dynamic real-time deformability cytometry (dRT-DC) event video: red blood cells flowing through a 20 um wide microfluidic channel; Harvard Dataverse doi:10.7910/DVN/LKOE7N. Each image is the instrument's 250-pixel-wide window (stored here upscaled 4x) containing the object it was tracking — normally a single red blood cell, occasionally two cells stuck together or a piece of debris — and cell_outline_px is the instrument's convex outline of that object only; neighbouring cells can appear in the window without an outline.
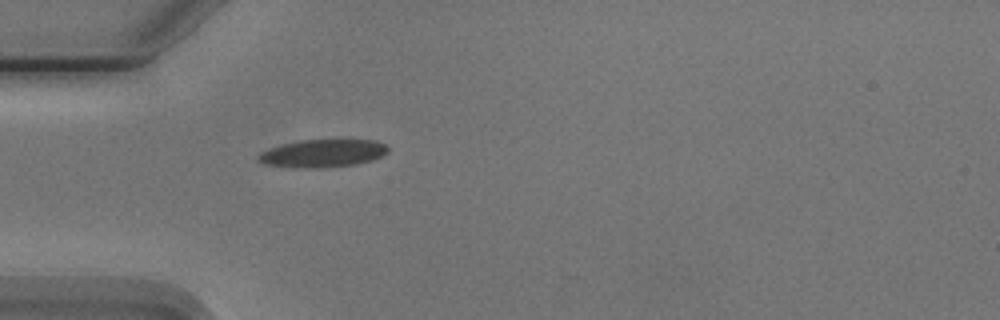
{"species": "Egyptian fruit bat (a non-hibernating species)", "species_latin": "Rousettus aegyptiacus", "temperature_condition": "cold", "stored_images_in_passage": 1, "camera_frame_rate_fps": 3000, "um_per_image_px": 0.085, "animal": {"sex": "male"}, "frame": {"image": 1, "passage_image": 1, "time_ms": 0.0, "image_size_px": [1000, 320], "cell_outline_px": [[388, 152], [372, 160], [356, 164], [268, 164], [260, 160], [260, 152], [268, 148], [300, 140], [340, 136], [376, 140], [384, 144], [388, 148]], "centroid_in_image_um": [27.62, 12.88], "position_along_channel_um": 57.4, "area_um2": 20.23}}